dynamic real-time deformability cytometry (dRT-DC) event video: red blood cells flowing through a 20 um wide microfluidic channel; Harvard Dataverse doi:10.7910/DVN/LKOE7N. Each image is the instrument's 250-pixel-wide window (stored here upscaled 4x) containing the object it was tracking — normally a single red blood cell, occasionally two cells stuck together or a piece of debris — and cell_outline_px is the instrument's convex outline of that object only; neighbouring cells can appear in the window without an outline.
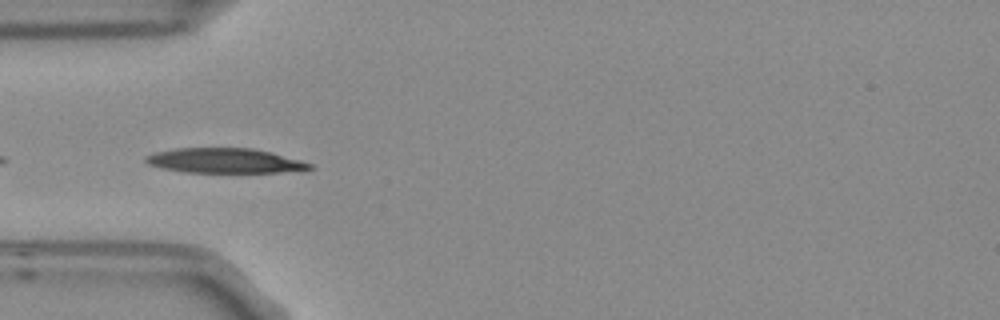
{"species": "Egyptian fruit bat (a non-hibernating species)", "species_latin": "Rousettus aegyptiacus", "temperature_condition": "room temperature", "stored_images_in_passage": 8, "camera_frame_rate_fps": 3000, "um_per_image_px": 0.085, "frame": {"image": 1, "passage_image": 4, "time_ms": 1.0, "image_size_px": [1000, 320], "cell_outline_px": [[316, 168], [304, 172], [184, 172], [160, 168], [148, 164], [144, 160], [144, 156], [156, 152], [176, 148], [252, 148], [272, 152], [300, 160], [312, 164]], "centroid_in_image_um": [19.17, 13.67], "position_along_channel_um": 65.8, "area_um2": 24.04}}
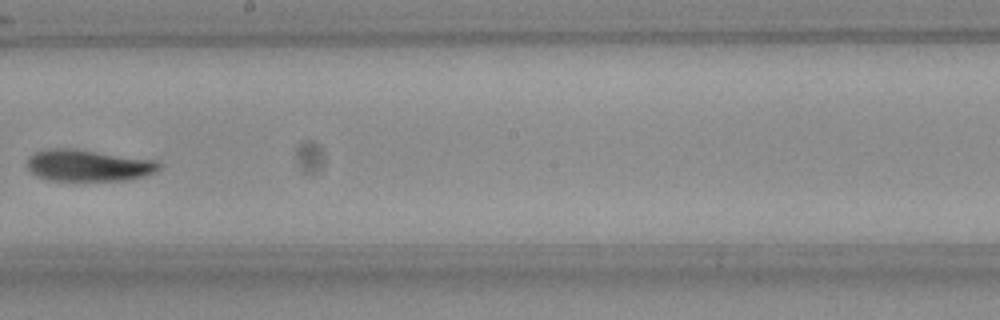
{"frame": {"image": 2, "passage_image": 8, "time_ms": 2.333, "image_size_px": [1000, 320], "cell_outline_px": [[160, 168], [156, 172], [132, 180], [48, 180], [36, 176], [28, 168], [28, 160], [36, 152], [52, 148], [76, 148], [160, 160]], "centroid_in_image_um": [7.59, 14.05], "position_along_channel_um": 240.6, "area_um2": 24.57}}